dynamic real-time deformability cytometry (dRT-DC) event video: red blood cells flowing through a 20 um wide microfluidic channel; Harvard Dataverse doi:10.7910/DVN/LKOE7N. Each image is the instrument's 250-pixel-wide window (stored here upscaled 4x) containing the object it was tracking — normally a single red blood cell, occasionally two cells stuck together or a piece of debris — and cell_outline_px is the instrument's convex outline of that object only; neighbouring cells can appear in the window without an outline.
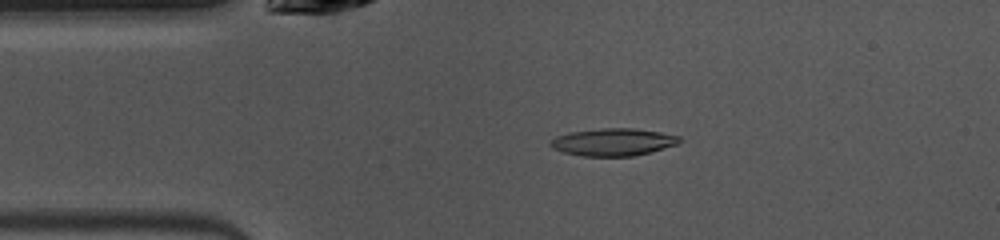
{"species": "common noctule bat (a hibernating species)", "species_latin": "Nyctalus noctula", "temperature_condition": "warm", "stored_images_in_passage": 48, "camera_frame_rate_fps": 3000, "um_per_image_px": 0.085, "animal": {"sex": "female", "body_mass_g": 10.0, "forearm_length_mm": 53.1}, "frame": {"image": 1, "passage_image": 9, "time_ms": 2.667, "image_size_px": [1000, 240], "cell_outline_px": [[680, 144], [652, 152], [632, 156], [580, 156], [564, 152], [552, 148], [548, 144], [556, 136], [568, 132], [600, 128], [632, 128], [660, 132], [680, 136]], "centroid_in_image_um": [52.12, 12.07], "position_along_channel_um": 32.9, "area_um2": 20.81}}
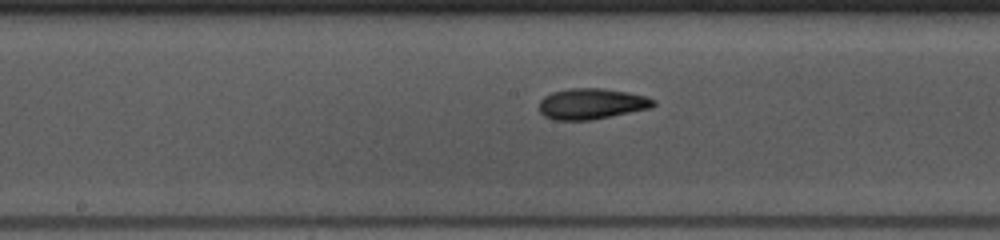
{"frame": {"image": 2, "passage_image": 23, "time_ms": 7.333, "image_size_px": [1000, 240], "cell_outline_px": [[656, 104], [652, 108], [592, 120], [552, 120], [544, 116], [540, 112], [540, 100], [544, 96], [552, 92], [568, 88], [604, 88], [628, 92], [644, 96], [656, 100]], "centroid_in_image_um": [50.29, 8.82], "position_along_channel_um": 197.9, "area_um2": 20.75}}
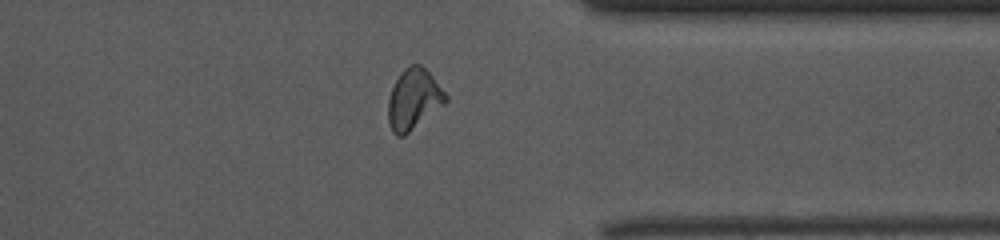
{"frame": {"image": 3, "passage_image": 37, "time_ms": 12.0, "image_size_px": [1000, 240], "cell_outline_px": [[448, 100], [444, 104], [404, 136], [396, 136], [392, 132], [388, 120], [388, 100], [392, 88], [400, 72], [408, 64], [420, 64], [432, 76], [448, 96]], "centroid_in_image_um": [35.14, 8.43], "position_along_channel_um": 376.3, "area_um2": 20.17}, "authors_computed_cell_mechanics": {"area_um2": 20.0566, "velocity_mm_per_s": 3.9952, "shape_relaxation_time_tau1_ms": 4.6891, "shape_relaxation_time_tau2_ms": 2.2374, "deformation_change_tau1": 0.1926, "deformation_change_tau2": 0.0896}}